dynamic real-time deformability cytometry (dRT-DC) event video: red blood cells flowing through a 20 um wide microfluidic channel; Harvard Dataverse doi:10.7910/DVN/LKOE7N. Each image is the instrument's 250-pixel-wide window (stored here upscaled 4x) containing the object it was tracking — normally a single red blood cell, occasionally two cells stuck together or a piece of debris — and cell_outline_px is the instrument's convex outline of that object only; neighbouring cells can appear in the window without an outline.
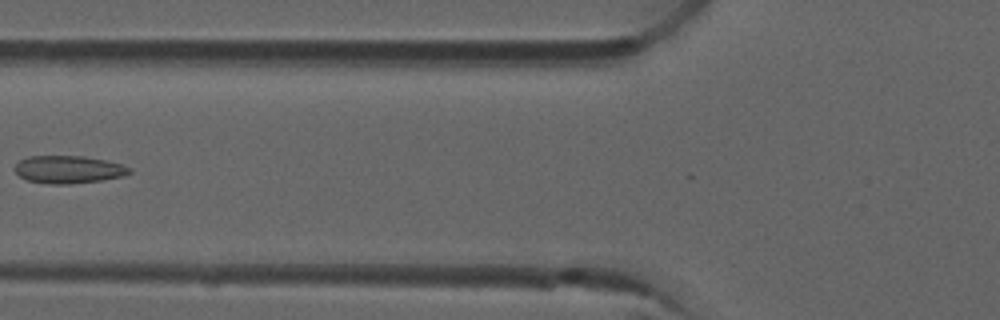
{"species": "common noctule bat (a hibernating species)", "species_latin": "Nyctalus noctula", "temperature_condition": "room temperature", "stored_images_in_passage": 7, "camera_frame_rate_fps": 3000, "um_per_image_px": 0.085, "animal": {"sex": "male", "forearm_length_mm": 52.5}, "frame": {"image": 1, "passage_image": 6, "time_ms": 1.667, "image_size_px": [1000, 320], "cell_outline_px": [[132, 172], [124, 176], [100, 180], [68, 184], [48, 184], [28, 180], [20, 176], [16, 172], [16, 164], [20, 160], [28, 156], [84, 156], [108, 160], [132, 168]], "centroid_in_image_um": [5.86, 14.4], "position_along_channel_um": 119.9, "area_um2": 18.44}}